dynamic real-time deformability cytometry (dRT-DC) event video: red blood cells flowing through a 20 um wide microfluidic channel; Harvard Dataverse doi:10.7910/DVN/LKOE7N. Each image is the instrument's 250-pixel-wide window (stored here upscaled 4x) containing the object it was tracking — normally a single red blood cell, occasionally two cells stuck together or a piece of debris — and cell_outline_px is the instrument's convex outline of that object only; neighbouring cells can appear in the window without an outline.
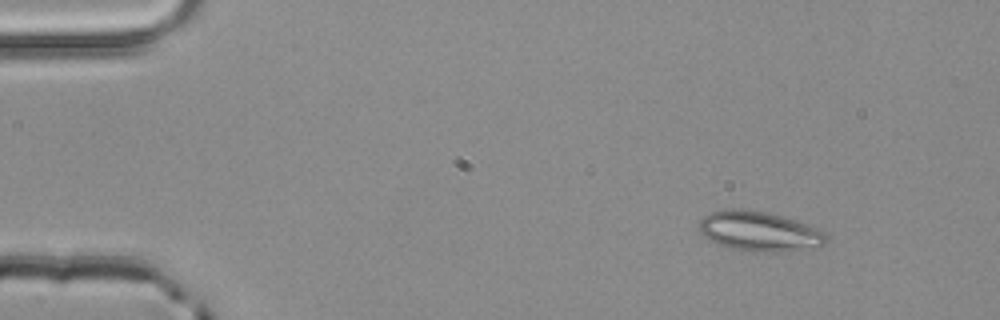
{"species": "common noctule bat (a hibernating species)", "species_latin": "Nyctalus noctula", "temperature_condition": "room temperature", "stored_images_in_passage": 2, "camera_frame_rate_fps": 3000, "um_per_image_px": 0.085, "animal": {"sex": "male", "body_mass_g": 20.4}, "frame": {"image": 1, "passage_image": 1, "time_ms": 0.0, "image_size_px": [1000, 320], "cell_outline_px": [[828, 236], [824, 244], [820, 248], [780, 252], [752, 252], [728, 248], [716, 244], [700, 232], [700, 220], [704, 216], [712, 212], [724, 208], [740, 208], [768, 212], [804, 224], [824, 232]], "centroid_in_image_um": [64.53, 19.68], "position_along_channel_um": 20.5, "area_um2": 29.65}}